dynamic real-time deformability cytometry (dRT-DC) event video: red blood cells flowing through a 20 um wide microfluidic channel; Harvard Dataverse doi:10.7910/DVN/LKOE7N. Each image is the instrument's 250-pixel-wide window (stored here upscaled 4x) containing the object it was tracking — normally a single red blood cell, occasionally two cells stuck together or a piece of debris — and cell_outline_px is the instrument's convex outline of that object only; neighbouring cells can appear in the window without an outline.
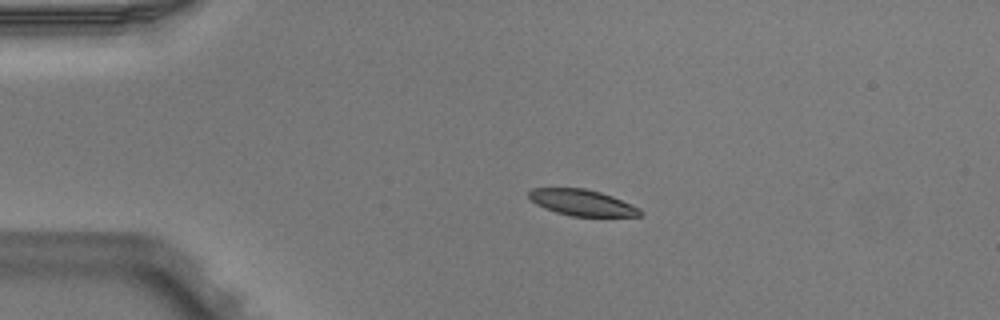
{"species": "Egyptian fruit bat (a non-hibernating species)", "species_latin": "Rousettus aegyptiacus", "temperature_condition": "warm", "stored_images_in_passage": 4, "camera_frame_rate_fps": 3000, "um_per_image_px": 0.085, "animal": {"sex": "male"}, "frame": {"image": 1, "passage_image": 3, "time_ms": 0.667, "image_size_px": [1000, 320], "cell_outline_px": [[644, 212], [640, 216], [572, 216], [556, 212], [544, 208], [536, 204], [528, 196], [528, 192], [532, 188], [584, 188], [600, 192], [612, 196], [640, 208]], "centroid_in_image_um": [49.48, 17.22], "position_along_channel_um": 35.5, "area_um2": 16.88}}